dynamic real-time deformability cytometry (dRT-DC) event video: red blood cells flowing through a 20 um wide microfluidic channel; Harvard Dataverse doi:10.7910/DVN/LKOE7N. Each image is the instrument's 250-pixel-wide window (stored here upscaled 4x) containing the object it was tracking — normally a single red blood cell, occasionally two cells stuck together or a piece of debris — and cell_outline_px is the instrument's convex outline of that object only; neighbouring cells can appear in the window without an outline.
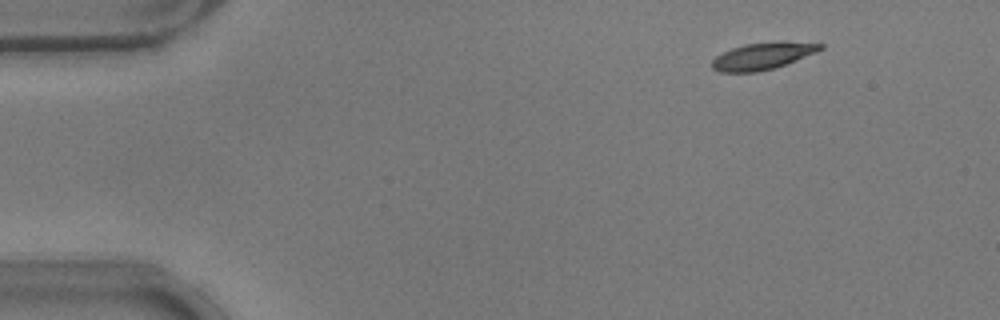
{"species": "common noctule bat (a hibernating species)", "species_latin": "Nyctalus noctula", "temperature_condition": "warm", "stored_images_in_passage": 48, "camera_frame_rate_fps": 3000, "um_per_image_px": 0.085, "animal": {"sex": "male", "body_mass_g": 17.9}, "frame": {"image": 1, "passage_image": 1, "time_ms": 0.0, "image_size_px": [1000, 320], "cell_outline_px": [[824, 48], [816, 52], [776, 68], [756, 72], [720, 72], [712, 68], [712, 60], [716, 56], [732, 48], [744, 44], [824, 44]], "centroid_in_image_um": [64.73, 4.83], "position_along_channel_um": 20.3, "area_um2": 16.01}}
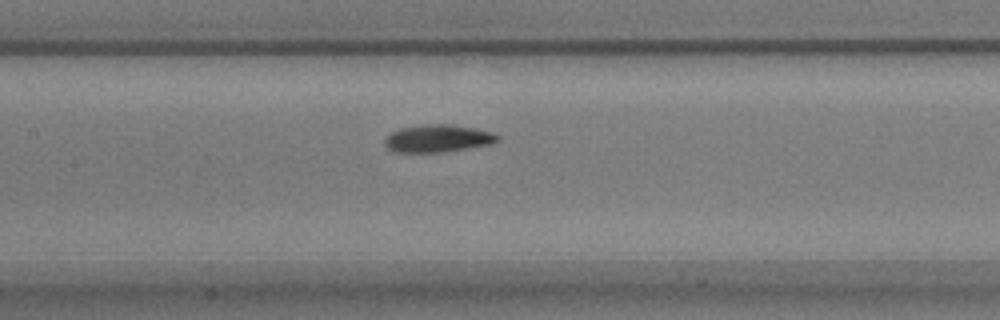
{"frame": {"image": 2, "passage_image": 20, "time_ms": 6.333, "image_size_px": [1000, 320], "cell_outline_px": [[500, 140], [492, 144], [444, 152], [392, 152], [384, 144], [384, 140], [392, 132], [400, 128], [420, 124], [448, 124], [472, 128], [492, 132], [500, 136]], "centroid_in_image_um": [37.21, 11.77], "position_along_channel_um": 170.2, "area_um2": 18.15}}
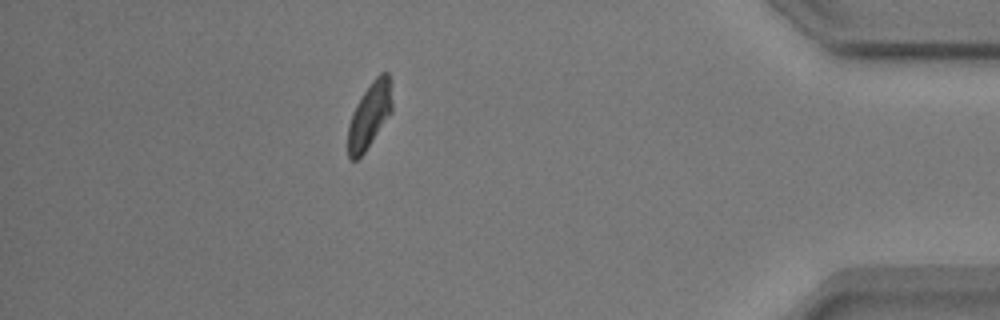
{"frame": {"image": 3, "passage_image": 42, "time_ms": 13.667, "image_size_px": [1000, 320], "cell_outline_px": [[392, 112], [364, 152], [356, 160], [352, 160], [348, 156], [348, 124], [352, 112], [356, 104], [372, 80], [380, 72], [388, 72], [392, 104]], "centroid_in_image_um": [31.4, 9.79], "position_along_channel_um": 403.8, "area_um2": 16.65}, "authors_computed_cell_mechanics": {"area_um2": 17.6001, "velocity_mm_per_s": 3.7861, "shape_relaxation_time_tau1_ms": 2.1834, "shape_relaxation_time_tau2_ms": 4.3038, "deformation_change_tau1": 0.1207, "deformation_change_tau2": 0.0816}}